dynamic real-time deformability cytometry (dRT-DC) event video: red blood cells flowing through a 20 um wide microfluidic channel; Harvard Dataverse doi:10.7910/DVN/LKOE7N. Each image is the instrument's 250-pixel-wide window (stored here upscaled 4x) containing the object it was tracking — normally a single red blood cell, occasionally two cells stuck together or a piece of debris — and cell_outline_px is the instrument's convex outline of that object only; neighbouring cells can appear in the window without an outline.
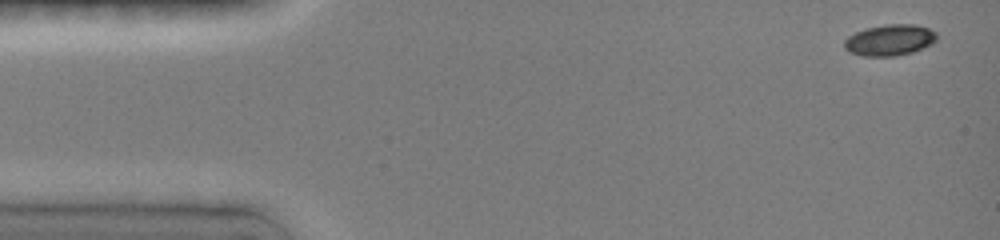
{"species": "common noctule bat (a hibernating species)", "species_latin": "Nyctalus noctula", "temperature_condition": "room temperature", "stored_images_in_passage": 12, "camera_frame_rate_fps": 3000, "um_per_image_px": 0.085, "animal": {"sex": "female", "body_mass_g": 19.0, "forearm_length_mm": 51.5}, "frame": {"image": 1, "passage_image": 1, "time_ms": 0.0, "image_size_px": [1000, 240], "cell_outline_px": [[936, 40], [932, 44], [912, 52], [892, 56], [860, 56], [848, 52], [844, 48], [844, 40], [848, 36], [856, 32], [868, 28], [888, 24], [916, 24], [928, 28], [936, 32]], "centroid_in_image_um": [75.61, 3.41], "position_along_channel_um": 9.4, "area_um2": 16.76}}
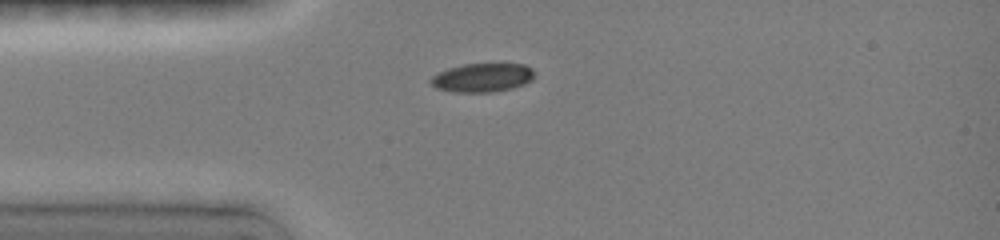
{"frame": {"image": 2, "passage_image": 6, "time_ms": 3.333, "image_size_px": [1000, 240], "cell_outline_px": [[532, 80], [524, 84], [512, 88], [492, 92], [456, 92], [436, 88], [432, 84], [432, 76], [448, 68], [464, 64], [524, 64], [532, 68]], "centroid_in_image_um": [41.01, 6.6], "position_along_channel_um": 44.0, "area_um2": 17.11}}
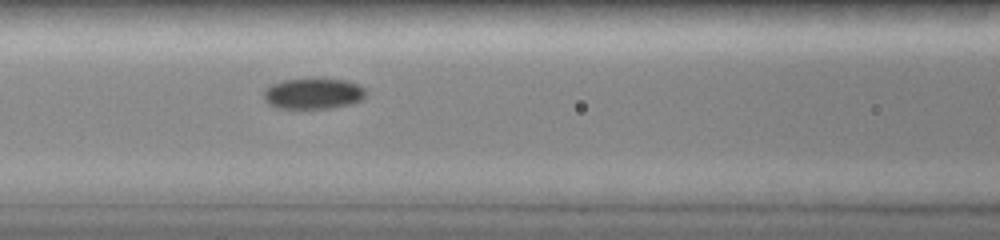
{"frame": {"image": 3, "passage_image": 12, "time_ms": 6.0, "image_size_px": [1000, 240], "cell_outline_px": [[364, 96], [360, 100], [352, 104], [332, 108], [276, 108], [268, 104], [264, 100], [264, 92], [272, 84], [284, 80], [344, 80], [356, 84], [364, 88]], "centroid_in_image_um": [26.6, 7.99], "position_along_channel_um": 140.0, "area_um2": 17.86}}